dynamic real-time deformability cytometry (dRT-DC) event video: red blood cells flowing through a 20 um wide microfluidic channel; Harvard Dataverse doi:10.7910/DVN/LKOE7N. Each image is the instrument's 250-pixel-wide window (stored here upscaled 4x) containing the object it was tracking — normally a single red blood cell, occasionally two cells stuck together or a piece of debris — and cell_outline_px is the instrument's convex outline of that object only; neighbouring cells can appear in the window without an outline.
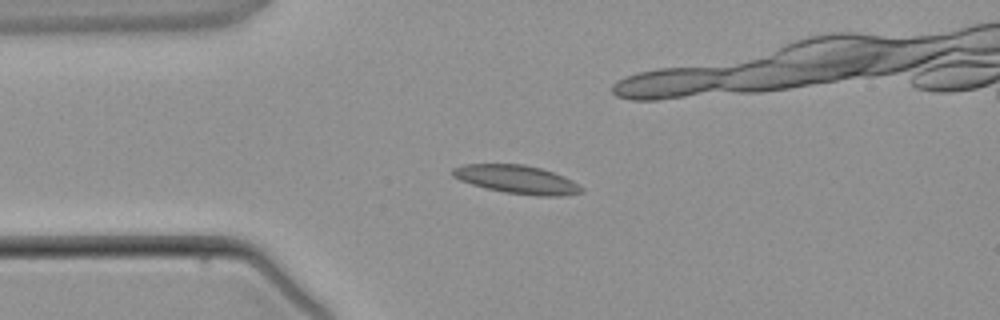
{"species": "common noctule bat (a hibernating species)", "species_latin": "Nyctalus noctula", "temperature_condition": "warm", "stored_images_in_passage": 3, "camera_frame_rate_fps": 3000, "um_per_image_px": 0.085, "animal": {"sex": "male", "body_mass_g": 21.5, "forearm_length_mm": 52.0}, "frame": {"image": 1, "passage_image": 2, "time_ms": 1.333, "image_size_px": [1000, 320], "cell_outline_px": [[584, 192], [564, 196], [536, 196], [504, 192], [484, 188], [460, 180], [452, 176], [452, 168], [464, 164], [524, 164], [540, 168], [564, 176], [572, 180], [584, 188]], "centroid_in_image_um": [43.95, 15.26], "position_along_channel_um": 41.0, "area_um2": 21.44}}